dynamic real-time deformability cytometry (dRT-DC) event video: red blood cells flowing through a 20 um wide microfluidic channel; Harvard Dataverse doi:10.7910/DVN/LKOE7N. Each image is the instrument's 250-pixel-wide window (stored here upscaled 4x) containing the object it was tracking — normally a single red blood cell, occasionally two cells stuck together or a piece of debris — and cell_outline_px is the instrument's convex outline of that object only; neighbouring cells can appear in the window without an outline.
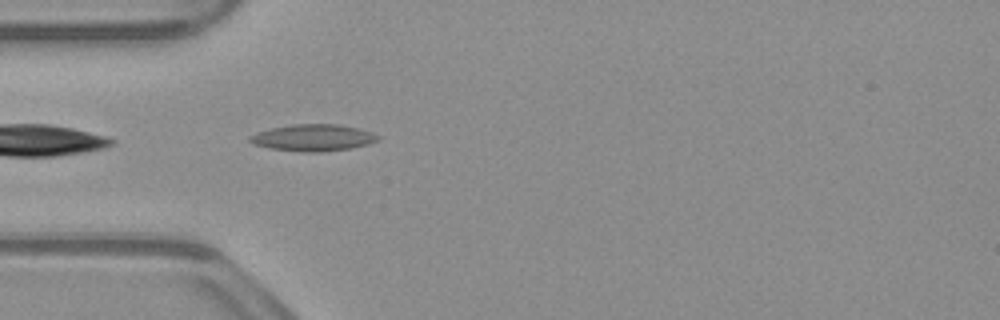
{"species": "common noctule bat (a hibernating species)", "species_latin": "Nyctalus noctula", "temperature_condition": "warm", "stored_images_in_passage": 39, "camera_frame_rate_fps": 3000, "um_per_image_px": 0.085, "animal": {"sex": "male", "body_mass_g": 23.1, "forearm_length_mm": 52.7}, "frame": {"image": 1, "passage_image": 2, "time_ms": 0.333, "image_size_px": [1000, 320], "cell_outline_px": [[380, 140], [368, 144], [352, 148], [320, 152], [304, 152], [268, 148], [252, 144], [248, 140], [248, 136], [256, 132], [272, 128], [292, 124], [336, 124], [356, 128], [372, 132], [380, 136]], "centroid_in_image_um": [26.59, 11.71], "position_along_channel_um": 58.4, "area_um2": 20.06}}
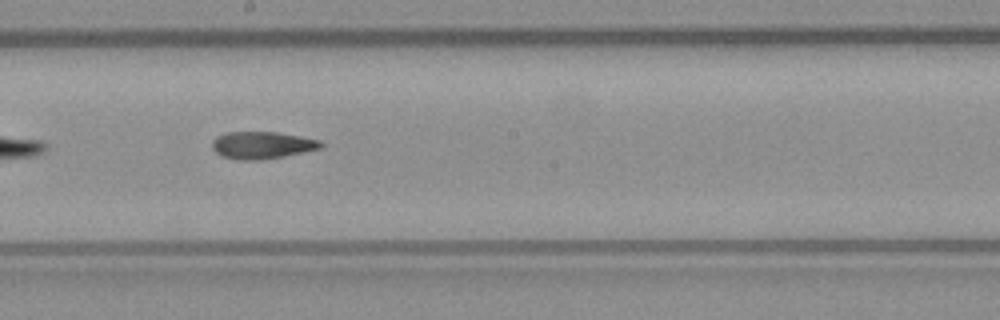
{"frame": {"image": 2, "passage_image": 15, "time_ms": 4.667, "image_size_px": [1000, 320], "cell_outline_px": [[324, 144], [320, 148], [284, 156], [260, 160], [236, 160], [220, 156], [212, 148], [212, 140], [216, 136], [228, 132], [276, 132], [300, 136], [320, 140]], "centroid_in_image_um": [22.23, 12.34], "position_along_channel_um": 226.0, "area_um2": 17.28}}
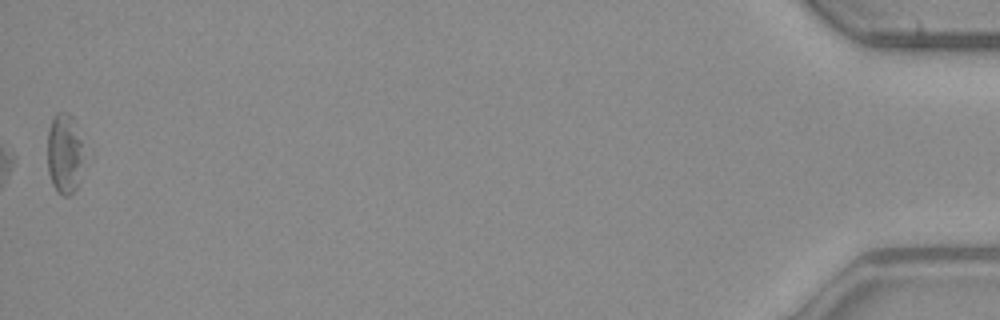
{"frame": {"image": 3, "passage_image": 39, "time_ms": 12.667, "image_size_px": [1000, 320], "cell_outline_px": [[92, 148], [80, 180], [76, 188], [68, 196], [64, 196], [52, 184], [48, 172], [48, 132], [52, 120], [56, 112], [68, 112], [72, 116]], "centroid_in_image_um": [5.66, 13.0], "position_along_channel_um": 429.5, "area_um2": 18.84}, "authors_computed_cell_mechanics": {"area_um2": 17.6868, "velocity_mm_per_s": 3.8862, "shape_relaxation_time_tau1_ms": null, "shape_relaxation_time_tau2_ms": 6.8769, "deformation_change_tau1": null, "deformation_change_tau2": 0.1649}}